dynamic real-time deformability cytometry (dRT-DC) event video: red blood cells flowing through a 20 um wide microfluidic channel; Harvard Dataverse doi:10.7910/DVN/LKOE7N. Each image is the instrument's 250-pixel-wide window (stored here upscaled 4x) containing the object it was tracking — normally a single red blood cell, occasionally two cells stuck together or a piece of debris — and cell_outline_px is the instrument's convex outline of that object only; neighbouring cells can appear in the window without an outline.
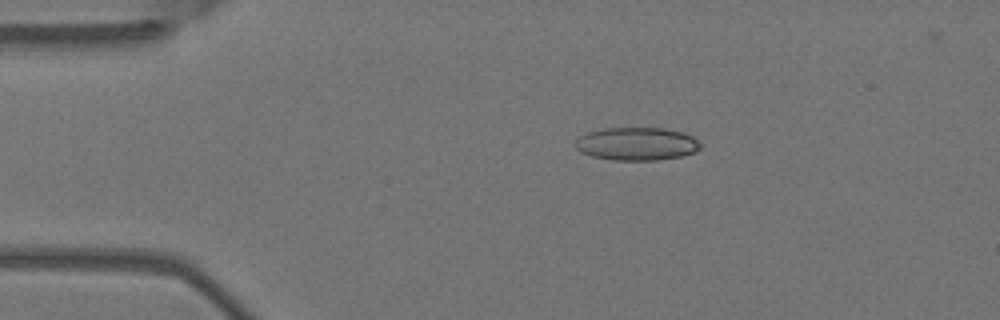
{"species": "Egyptian fruit bat (a non-hibernating species)", "species_latin": "Rousettus aegyptiacus", "temperature_condition": "warm", "stored_images_in_passage": 4, "camera_frame_rate_fps": 3000, "um_per_image_px": 0.085, "animal": {"sex": "female"}, "frame": {"image": 1, "passage_image": 2, "time_ms": 0.333, "image_size_px": [1000, 320], "cell_outline_px": [[704, 144], [696, 152], [684, 156], [656, 160], [616, 160], [592, 156], [580, 152], [576, 148], [576, 140], [580, 136], [588, 132], [604, 128], [664, 128], [684, 132], [692, 136]], "centroid_in_image_um": [54.18, 12.22], "position_along_channel_um": 30.8, "area_um2": 24.28}}